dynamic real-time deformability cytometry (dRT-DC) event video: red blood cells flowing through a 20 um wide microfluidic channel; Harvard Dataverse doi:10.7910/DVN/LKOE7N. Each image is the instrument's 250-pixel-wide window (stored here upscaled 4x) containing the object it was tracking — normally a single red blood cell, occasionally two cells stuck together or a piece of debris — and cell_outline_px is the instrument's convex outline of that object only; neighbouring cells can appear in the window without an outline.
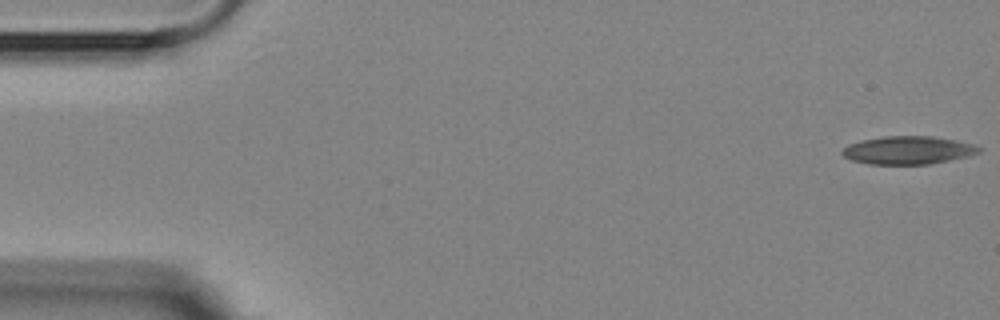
{"species": "Egyptian fruit bat (a non-hibernating species)", "species_latin": "Rousettus aegyptiacus", "temperature_condition": "room temperature", "stored_images_in_passage": 5, "segment_of_instrument_passage": [1, 2], "camera_frame_rate_fps": 3000, "um_per_image_px": 0.085, "animal": {"sex": "female"}, "frame": {"image": 1, "passage_image": 1, "time_ms": 0.0, "image_size_px": [1000, 320], "cell_outline_px": [[984, 148], [980, 152], [968, 156], [928, 164], [868, 164], [852, 160], [844, 156], [840, 152], [848, 144], [860, 140], [884, 136], [932, 136], [956, 140], [972, 144]], "centroid_in_image_um": [77.18, 12.76], "position_along_channel_um": 7.8, "area_um2": 22.37}}
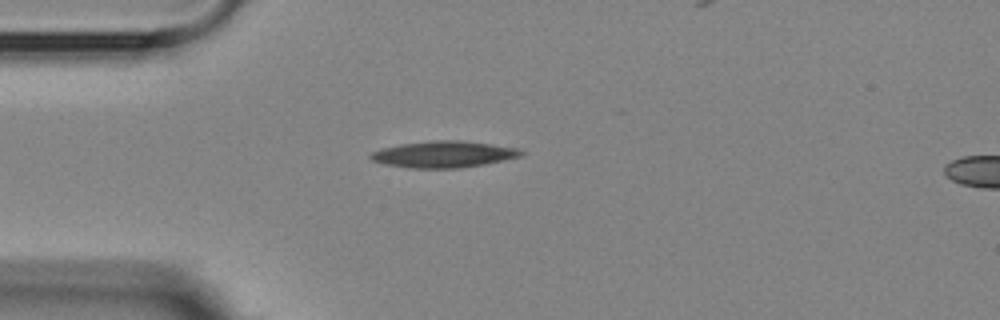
{"frame": {"image": 2, "passage_image": 4, "time_ms": 4.333, "image_size_px": [1000, 320], "cell_outline_px": [[524, 152], [520, 156], [504, 160], [484, 164], [456, 168], [412, 168], [384, 164], [372, 160], [368, 156], [372, 152], [380, 148], [400, 144], [436, 140], [460, 140], [492, 144], [516, 148]], "centroid_in_image_um": [37.67, 13.11], "position_along_channel_um": 47.3, "area_um2": 23.06}}